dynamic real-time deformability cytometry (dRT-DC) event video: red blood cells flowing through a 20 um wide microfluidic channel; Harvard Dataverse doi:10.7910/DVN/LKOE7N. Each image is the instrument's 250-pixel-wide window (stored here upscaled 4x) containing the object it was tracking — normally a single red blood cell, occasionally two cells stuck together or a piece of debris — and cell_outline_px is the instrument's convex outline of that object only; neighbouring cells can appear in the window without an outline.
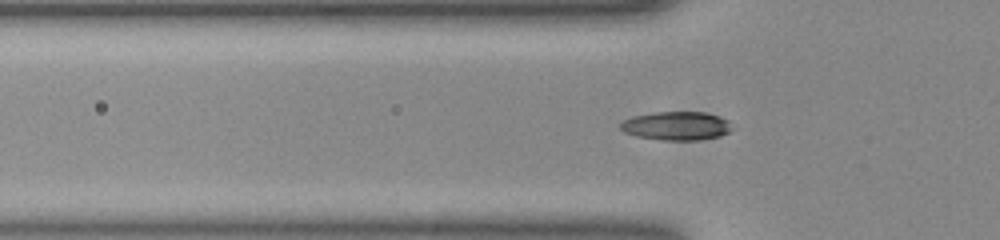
{"species": "common noctule bat (a hibernating species)", "species_latin": "Nyctalus noctula", "temperature_condition": "room temperature", "stored_images_in_passage": 36, "camera_frame_rate_fps": 3000, "um_per_image_px": 0.085, "animal": {"sex": "female", "body_mass_g": 23.0, "forearm_length_mm": 53.4}, "frame": {"image": 1, "passage_image": 2, "time_ms": 0.333, "image_size_px": [1000, 240], "cell_outline_px": [[732, 128], [728, 132], [720, 136], [700, 140], [664, 140], [636, 136], [624, 132], [620, 128], [620, 124], [624, 120], [632, 116], [652, 112], [704, 112], [720, 116], [728, 120]], "centroid_in_image_um": [57.5, 10.69], "position_along_channel_um": 68.3, "area_um2": 18.67}}
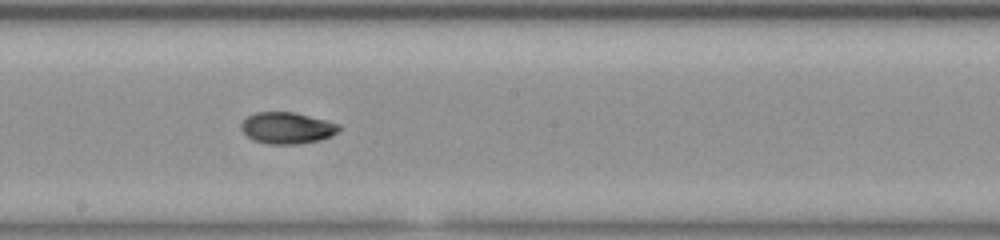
{"frame": {"image": 2, "passage_image": 14, "time_ms": 4.333, "image_size_px": [1000, 240], "cell_outline_px": [[340, 128], [332, 136], [320, 140], [296, 144], [268, 144], [252, 140], [240, 128], [240, 124], [248, 116], [256, 112], [296, 112], [340, 124]], "centroid_in_image_um": [24.4, 10.88], "position_along_channel_um": 223.8, "area_um2": 17.98}}
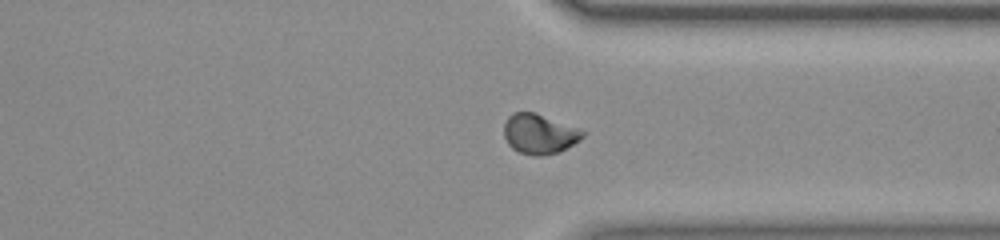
{"frame": {"image": 3, "passage_image": 25, "time_ms": 8.0, "image_size_px": [1000, 240], "cell_outline_px": [[588, 132], [584, 136], [572, 144], [556, 152], [540, 156], [532, 156], [520, 152], [512, 148], [508, 144], [504, 136], [504, 124], [508, 116], [512, 112], [536, 112]], "centroid_in_image_um": [45.82, 11.36], "position_along_channel_um": 365.6, "area_um2": 18.21}}